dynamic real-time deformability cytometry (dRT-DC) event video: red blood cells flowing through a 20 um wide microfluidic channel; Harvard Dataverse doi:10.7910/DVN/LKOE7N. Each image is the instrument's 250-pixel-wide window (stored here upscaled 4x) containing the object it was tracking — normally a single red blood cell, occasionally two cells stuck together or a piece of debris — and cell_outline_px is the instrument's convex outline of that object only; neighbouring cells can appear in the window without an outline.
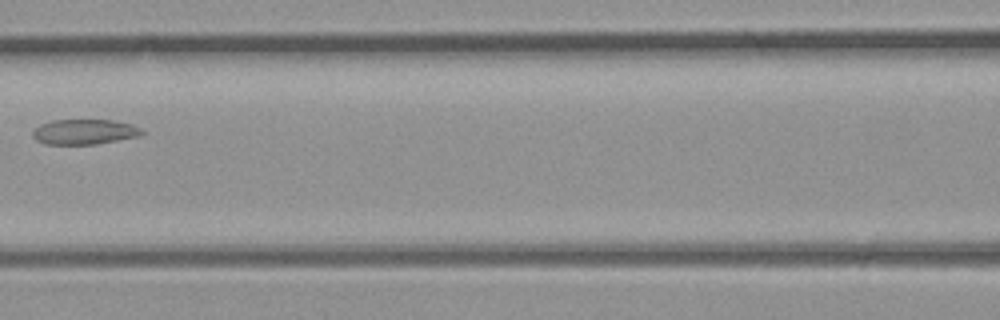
{"species": "common noctule bat (a hibernating species)", "species_latin": "Nyctalus noctula", "temperature_condition": "room temperature", "stored_images_in_passage": 4, "camera_frame_rate_fps": 3000, "um_per_image_px": 0.085, "animal": {"sex": "male", "body_mass_g": 23.1, "forearm_length_mm": 52.7}, "frame": {"image": 1, "passage_image": 4, "time_ms": 1.0, "image_size_px": [1000, 320], "cell_outline_px": [[144, 132], [140, 136], [96, 144], [44, 144], [36, 140], [32, 136], [32, 132], [40, 124], [52, 120], [112, 120], [132, 124], [140, 128]], "centroid_in_image_um": [7.17, 11.2], "position_along_channel_um": 159.4, "area_um2": 16.01}}